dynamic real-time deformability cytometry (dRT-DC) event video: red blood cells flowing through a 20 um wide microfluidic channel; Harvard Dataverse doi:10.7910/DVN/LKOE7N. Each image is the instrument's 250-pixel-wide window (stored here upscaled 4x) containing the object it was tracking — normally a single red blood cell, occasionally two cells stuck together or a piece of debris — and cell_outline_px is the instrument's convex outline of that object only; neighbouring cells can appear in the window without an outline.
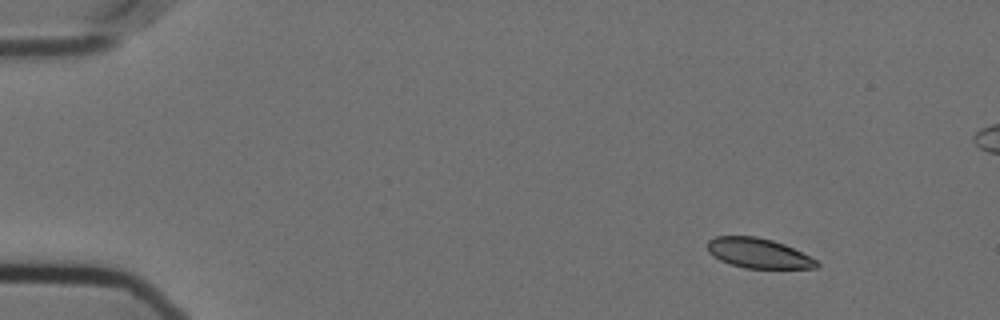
{"species": "Egyptian fruit bat (a non-hibernating species)", "species_latin": "Rousettus aegyptiacus", "temperature_condition": "cold", "stored_images_in_passage": 27, "camera_frame_rate_fps": 3000, "um_per_image_px": 0.085, "animal": {"sex": "female"}, "frame": {"image": 1, "passage_image": 7, "time_ms": 2.0, "image_size_px": [1000, 320], "cell_outline_px": [[820, 264], [816, 268], [744, 268], [720, 260], [712, 256], [708, 252], [708, 240], [716, 236], [756, 236], [772, 240], [784, 244], [816, 260]], "centroid_in_image_um": [64.43, 21.52], "position_along_channel_um": 20.6, "area_um2": 18.84}}
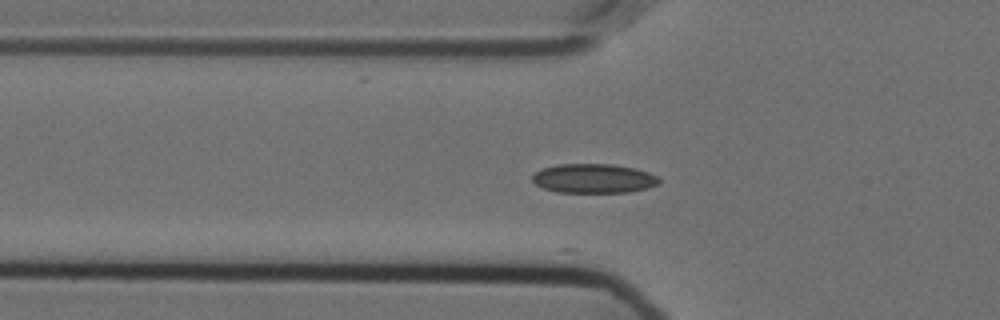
{"frame": {"image": 2, "passage_image": 20, "time_ms": 6.333, "image_size_px": [1000, 320], "cell_outline_px": [[660, 184], [648, 188], [628, 192], [556, 192], [544, 188], [536, 184], [532, 180], [532, 176], [536, 172], [544, 168], [560, 164], [612, 164], [636, 168], [660, 176]], "centroid_in_image_um": [50.52, 15.17], "position_along_channel_um": 75.3, "area_um2": 21.68}}
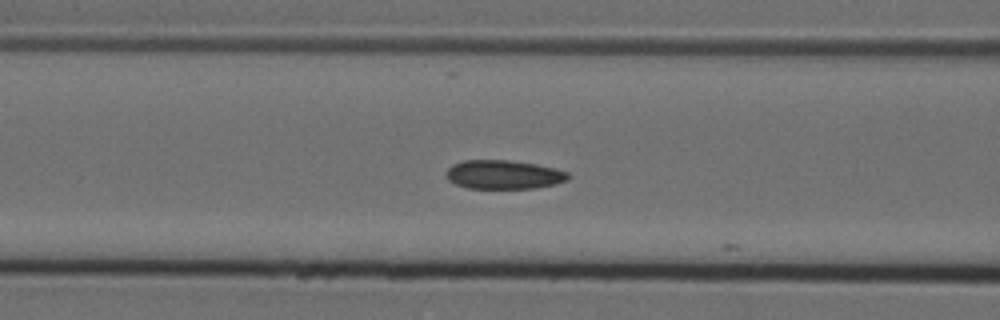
{"frame": {"image": 3, "passage_image": 24, "time_ms": 7.667, "image_size_px": [1000, 320], "cell_outline_px": [[572, 176], [568, 180], [556, 184], [536, 188], [468, 188], [456, 184], [448, 180], [444, 172], [452, 164], [464, 160], [508, 160], [536, 164], [568, 172]], "centroid_in_image_um": [42.81, 14.84], "position_along_channel_um": 123.8, "area_um2": 20.63}}